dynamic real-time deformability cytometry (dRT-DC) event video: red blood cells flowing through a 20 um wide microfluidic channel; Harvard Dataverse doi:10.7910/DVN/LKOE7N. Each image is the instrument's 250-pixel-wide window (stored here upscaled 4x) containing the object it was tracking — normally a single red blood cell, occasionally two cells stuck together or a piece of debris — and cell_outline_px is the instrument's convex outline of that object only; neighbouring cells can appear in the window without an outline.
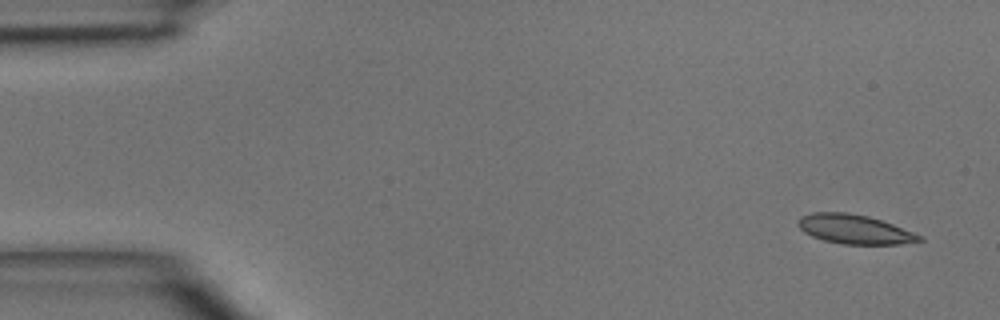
{"species": "common noctule bat (a hibernating species)", "species_latin": "Nyctalus noctula", "temperature_condition": "room temperature", "stored_images_in_passage": 4, "camera_frame_rate_fps": 3000, "um_per_image_px": 0.085, "animal": {"sex": "male", "body_mass_g": 15.6}, "frame": {"image": 1, "passage_image": 1, "time_ms": 0.0, "image_size_px": [1000, 320], "cell_outline_px": [[924, 240], [900, 244], [844, 244], [824, 240], [812, 236], [804, 232], [796, 224], [796, 220], [800, 216], [812, 212], [848, 212], [868, 216], [892, 224], [924, 236]], "centroid_in_image_um": [72.61, 19.48], "position_along_channel_um": 12.4, "area_um2": 20.75}}
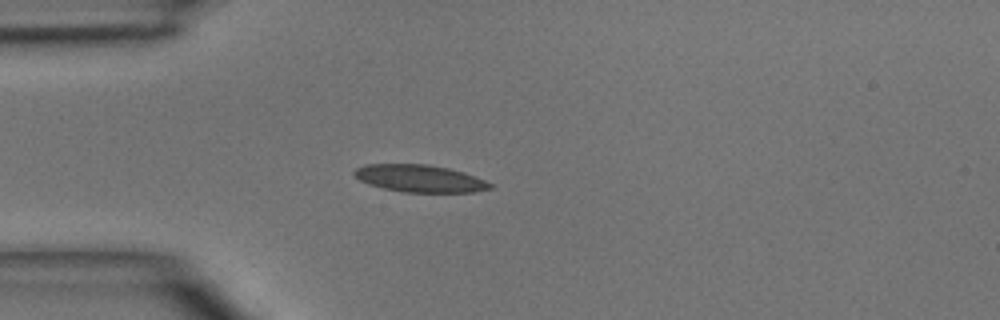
{"frame": {"image": 2, "passage_image": 4, "time_ms": 3.333, "image_size_px": [1000, 320], "cell_outline_px": [[492, 188], [472, 192], [404, 192], [384, 188], [368, 184], [360, 180], [352, 172], [356, 168], [364, 164], [428, 164], [448, 168], [464, 172], [484, 180], [492, 184]], "centroid_in_image_um": [35.66, 15.16], "position_along_channel_um": 49.3, "area_um2": 21.5}}